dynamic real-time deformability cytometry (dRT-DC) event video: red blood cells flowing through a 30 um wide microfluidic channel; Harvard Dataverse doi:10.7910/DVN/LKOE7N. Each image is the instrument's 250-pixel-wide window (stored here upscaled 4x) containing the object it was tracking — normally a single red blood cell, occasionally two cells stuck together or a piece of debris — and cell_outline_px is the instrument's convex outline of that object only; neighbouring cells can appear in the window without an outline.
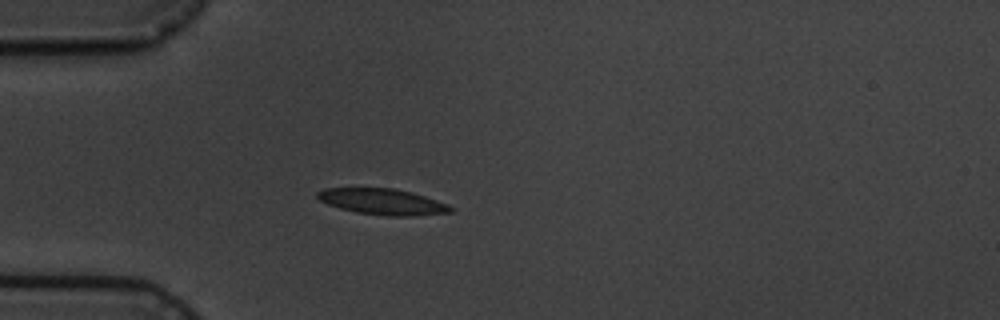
{"species": "common noctule bat (a hibernating species)", "species_latin": "Nyctalus noctula", "temperature_condition": "cold", "stored_images_in_passage": 7, "camera_frame_rate_fps": 3000, "um_per_image_px": 0.085, "animal": {"sex": "male", "body_mass_g": 19.5, "forearm_length_mm": 54.6}, "frame": {"image": 1, "passage_image": 3, "time_ms": 2.333, "image_size_px": [1000, 320], "cell_outline_px": [[456, 208], [452, 212], [412, 216], [388, 216], [356, 212], [340, 208], [328, 204], [320, 200], [316, 196], [316, 192], [324, 188], [396, 188], [412, 192], [448, 204]], "centroid_in_image_um": [32.54, 17.14], "position_along_channel_um": 52.5, "area_um2": 20.23}}
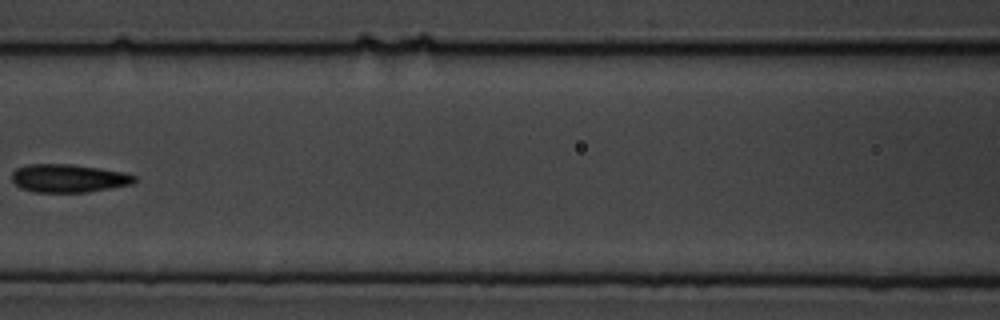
{"frame": {"image": 2, "passage_image": 6, "time_ms": 5.667, "image_size_px": [1000, 320], "cell_outline_px": [[136, 180], [132, 184], [88, 192], [36, 192], [20, 188], [12, 180], [12, 172], [16, 168], [28, 164], [72, 164], [100, 168], [124, 172], [136, 176]], "centroid_in_image_um": [5.82, 15.15], "position_along_channel_um": 160.8, "area_um2": 20.17}}
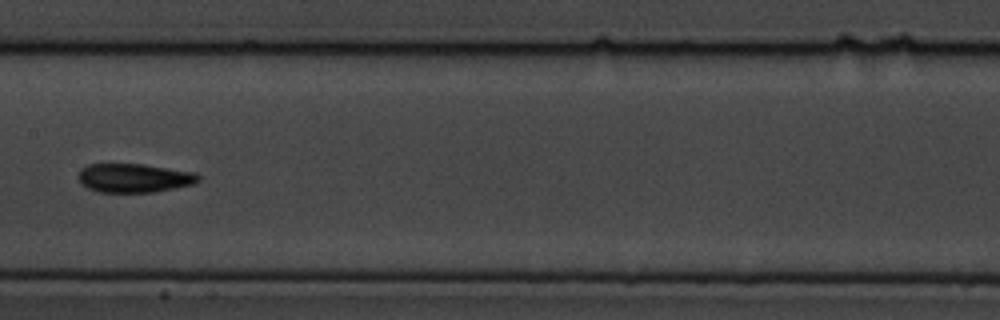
{"frame": {"image": 3, "passage_image": 7, "time_ms": 6.667, "image_size_px": [1000, 320], "cell_outline_px": [[200, 180], [192, 184], [152, 192], [96, 192], [80, 184], [76, 176], [80, 168], [88, 164], [144, 164], [196, 172], [200, 176]], "centroid_in_image_um": [11.34, 15.12], "position_along_channel_um": 196.1, "area_um2": 20.4}}